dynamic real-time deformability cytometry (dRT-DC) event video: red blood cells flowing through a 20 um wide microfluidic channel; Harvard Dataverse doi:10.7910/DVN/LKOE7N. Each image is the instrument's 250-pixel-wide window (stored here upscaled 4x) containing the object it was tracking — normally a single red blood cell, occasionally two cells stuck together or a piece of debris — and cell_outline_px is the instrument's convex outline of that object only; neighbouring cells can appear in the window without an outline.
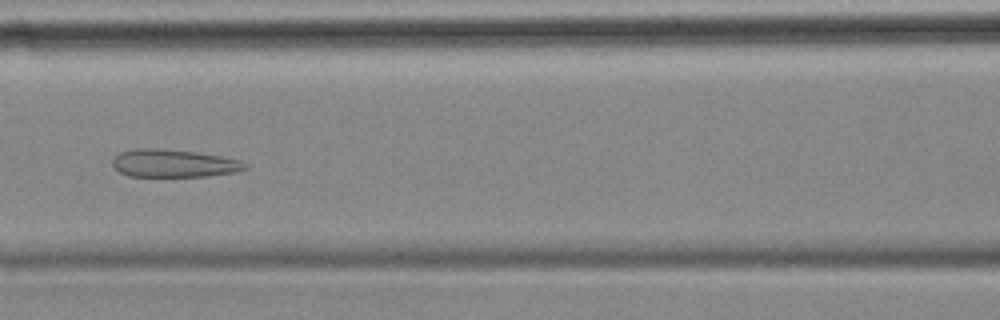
{"species": "common noctule bat (a hibernating species)", "species_latin": "Nyctalus noctula", "temperature_condition": "cold", "stored_images_in_passage": 56, "camera_frame_rate_fps": 3000, "um_per_image_px": 0.085, "animal": {"sex": "female", "body_mass_g": 18.4}, "frame": {"image": 1, "passage_image": 24, "time_ms": 7.667, "image_size_px": [1000, 320], "cell_outline_px": [[248, 168], [232, 172], [208, 176], [128, 176], [120, 172], [112, 164], [112, 160], [120, 152], [136, 148], [156, 148], [196, 152], [220, 156], [240, 160], [248, 164]], "centroid_in_image_um": [14.76, 13.88], "position_along_channel_um": 151.8, "area_um2": 21.33}}
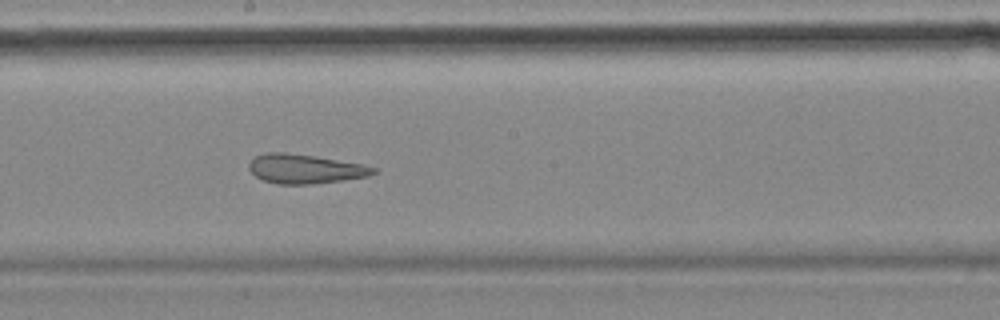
{"frame": {"image": 2, "passage_image": 30, "time_ms": 9.667, "image_size_px": [1000, 320], "cell_outline_px": [[380, 172], [368, 176], [312, 184], [280, 184], [264, 180], [256, 176], [248, 168], [248, 164], [256, 156], [268, 152], [284, 152], [316, 156], [364, 164], [376, 168]], "centroid_in_image_um": [25.97, 14.34], "position_along_channel_um": 222.2, "area_um2": 21.15}}
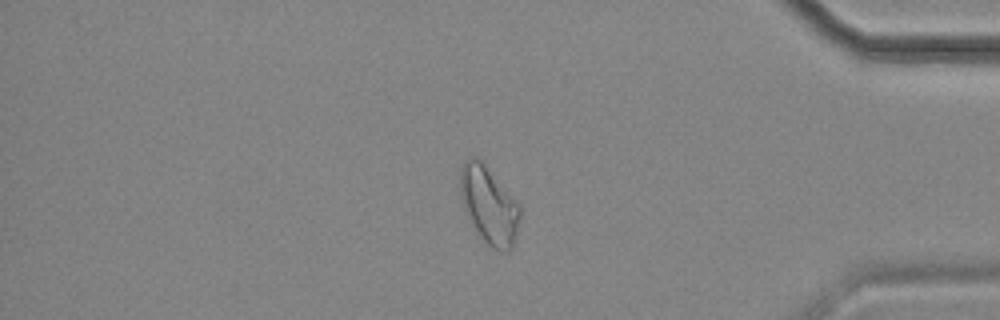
{"frame": {"image": 3, "passage_image": 47, "time_ms": 15.333, "image_size_px": [1000, 320], "cell_outline_px": [[520, 220], [512, 248], [508, 252], [504, 252], [492, 248], [472, 228], [468, 220], [464, 208], [460, 192], [460, 168], [464, 160], [472, 156], [476, 156], [484, 164], [520, 204]], "centroid_in_image_um": [41.55, 17.45], "position_along_channel_um": 393.6, "area_um2": 27.05}, "authors_computed_cell_mechanics": {"area_um2": 27.3394, "velocity_mm_per_s": 3.5432, "shape_relaxation_time_tau1_ms": null, "shape_relaxation_time_tau2_ms": 2.9267, "deformation_change_tau1": null, "deformation_change_tau2": 0.1073}}